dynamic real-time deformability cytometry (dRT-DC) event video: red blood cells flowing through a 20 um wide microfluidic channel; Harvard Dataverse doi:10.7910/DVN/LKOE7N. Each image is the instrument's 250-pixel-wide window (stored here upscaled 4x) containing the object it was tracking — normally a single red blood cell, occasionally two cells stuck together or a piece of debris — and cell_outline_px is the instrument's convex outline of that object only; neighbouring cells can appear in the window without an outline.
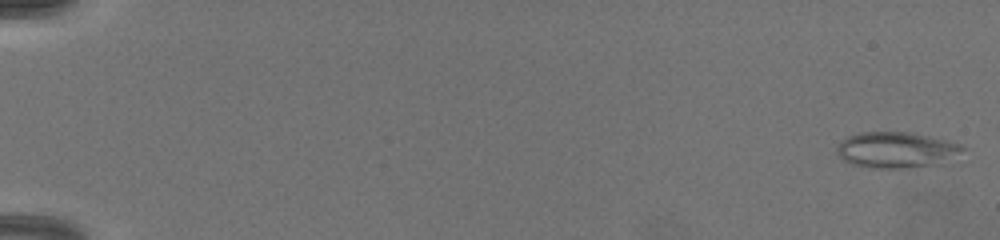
{"species": "common noctule bat (a hibernating species)", "species_latin": "Nyctalus noctula", "temperature_condition": "warm", "stored_images_in_passage": 36, "camera_frame_rate_fps": 3000, "um_per_image_px": 0.085, "animal": {"sex": "female", "body_mass_g": 19.5, "forearm_length_mm": 54.1}, "frame": {"image": 1, "passage_image": 1, "time_ms": 0.0, "image_size_px": [1000, 240], "cell_outline_px": [[964, 148], [940, 164], [900, 168], [868, 168], [852, 164], [844, 160], [836, 152], [836, 148], [840, 140], [848, 136], [860, 132], [908, 132], [928, 136], [960, 144]], "centroid_in_image_um": [76.08, 12.74], "position_along_channel_um": 8.9, "area_um2": 25.95}}
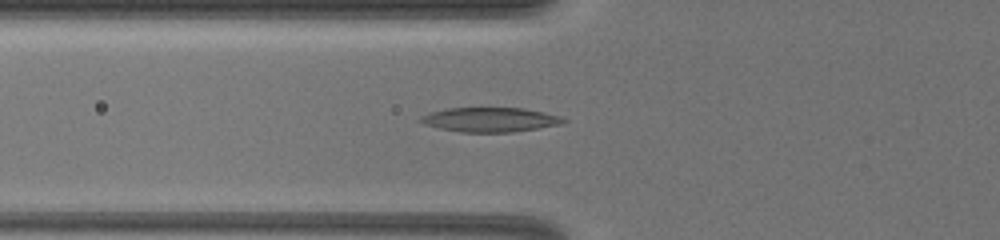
{"frame": {"image": 2, "passage_image": 34, "time_ms": 6.667, "image_size_px": [1000, 240], "cell_outline_px": [[568, 120], [560, 124], [512, 132], [460, 132], [440, 128], [424, 124], [416, 120], [420, 116], [428, 112], [448, 108], [524, 108], [544, 112], [560, 116]], "centroid_in_image_um": [41.6, 10.16], "position_along_channel_um": 84.2, "area_um2": 20.35}}